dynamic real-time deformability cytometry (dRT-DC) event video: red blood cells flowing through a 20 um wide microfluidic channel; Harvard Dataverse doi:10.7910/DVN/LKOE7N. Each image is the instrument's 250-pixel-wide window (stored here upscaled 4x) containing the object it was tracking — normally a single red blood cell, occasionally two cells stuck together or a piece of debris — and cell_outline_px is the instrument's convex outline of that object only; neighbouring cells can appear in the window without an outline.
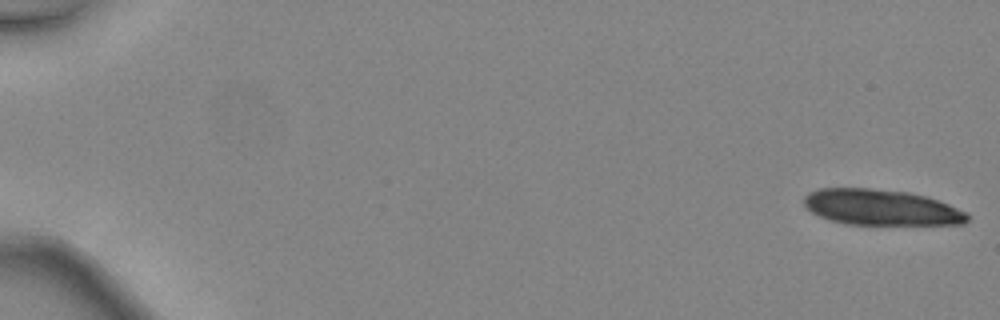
{"species": "common noctule bat (a hibernating species)", "species_latin": "Nyctalus noctula", "temperature_condition": "warm", "stored_images_in_passage": 24, "camera_frame_rate_fps": 3000, "um_per_image_px": 0.085, "animal": {"sex": "female", "body_mass_g": 24.6, "forearm_length_mm": 56.2}, "frame": {"image": 1, "passage_image": 1, "time_ms": 0.0, "image_size_px": [1000, 320], "cell_outline_px": [[968, 220], [964, 224], [844, 224], [820, 216], [804, 208], [804, 196], [808, 192], [820, 188], [868, 188], [908, 192], [924, 196], [948, 204], [968, 212]], "centroid_in_image_um": [74.87, 17.62], "position_along_channel_um": 10.1, "area_um2": 33.93}}
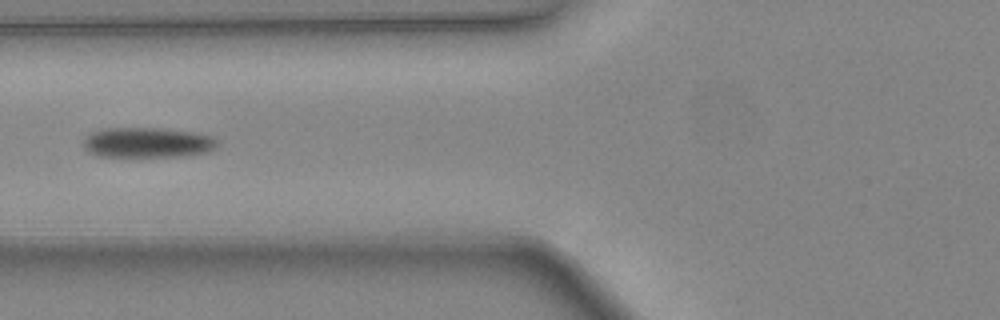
{"frame": {"image": 2, "passage_image": 21, "time_ms": 6.667, "image_size_px": [1000, 320], "cell_outline_px": [[216, 144], [208, 152], [180, 156], [100, 156], [88, 152], [84, 148], [84, 140], [92, 132], [100, 128], [164, 128], [192, 132], [212, 136], [216, 140]], "centroid_in_image_um": [12.5, 12.1], "position_along_channel_um": 113.3, "area_um2": 23.35}}